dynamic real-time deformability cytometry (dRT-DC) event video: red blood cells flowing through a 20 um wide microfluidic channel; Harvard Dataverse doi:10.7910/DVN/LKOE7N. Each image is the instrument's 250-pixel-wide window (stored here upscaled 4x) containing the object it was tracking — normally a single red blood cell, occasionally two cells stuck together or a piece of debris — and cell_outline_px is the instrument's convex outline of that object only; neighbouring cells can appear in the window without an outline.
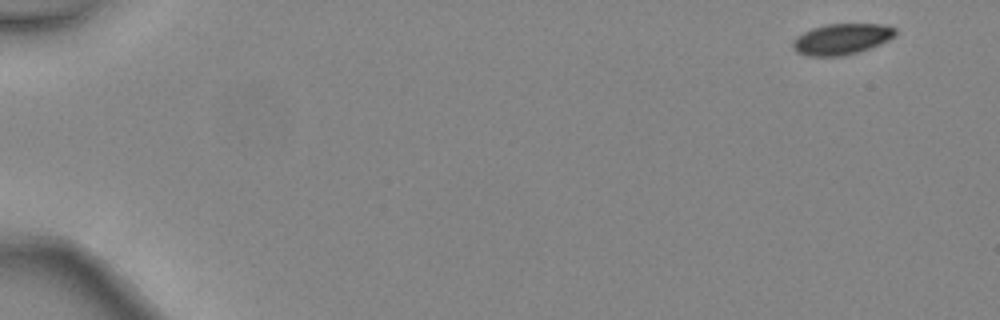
{"species": "common noctule bat (a hibernating species)", "species_latin": "Nyctalus noctula", "temperature_condition": "warm", "stored_images_in_passage": 5, "camera_frame_rate_fps": 3000, "um_per_image_px": 0.085, "animal": {"sex": "female", "body_mass_g": 24.6, "forearm_length_mm": 56.2}, "frame": {"image": 1, "passage_image": 1, "time_ms": 0.0, "image_size_px": [1000, 320], "cell_outline_px": [[896, 36], [872, 48], [844, 56], [808, 56], [796, 52], [792, 48], [792, 40], [796, 36], [812, 28], [824, 24], [880, 24], [896, 28]], "centroid_in_image_um": [71.52, 3.33], "position_along_channel_um": 13.5, "area_um2": 18.73}}
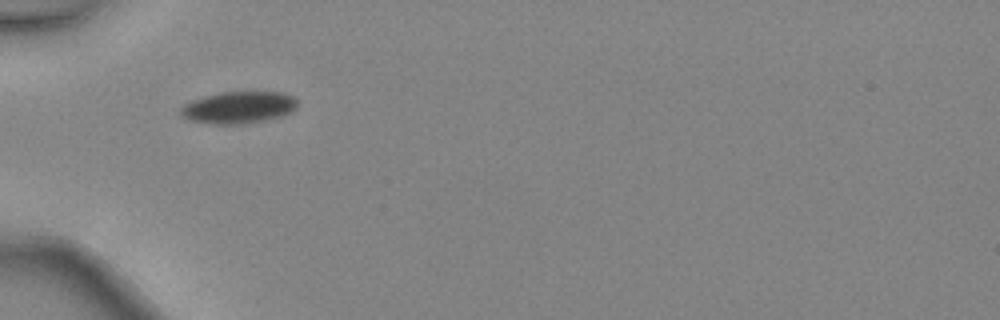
{"frame": {"image": 2, "passage_image": 4, "time_ms": 1.0, "image_size_px": [1000, 320], "cell_outline_px": [[296, 108], [280, 116], [264, 120], [232, 124], [208, 124], [188, 120], [180, 116], [180, 108], [184, 104], [192, 100], [204, 96], [224, 92], [280, 92], [292, 96], [296, 100]], "centroid_in_image_um": [20.2, 9.13], "position_along_channel_um": 64.8, "area_um2": 21.5}}
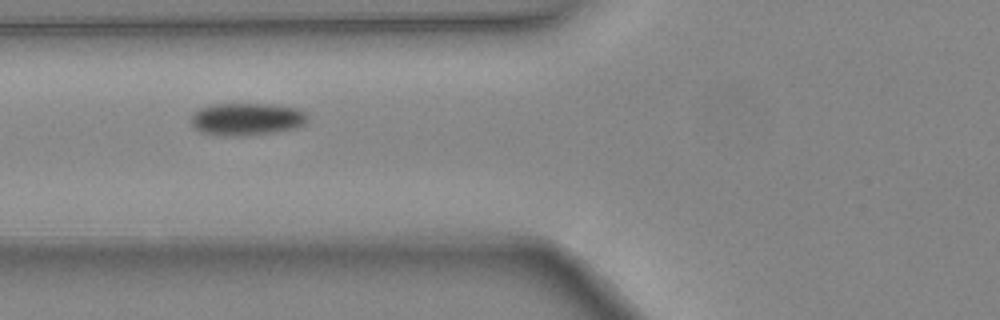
{"frame": {"image": 3, "passage_image": 5, "time_ms": 1.333, "image_size_px": [1000, 320], "cell_outline_px": [[308, 120], [304, 124], [292, 128], [276, 132], [236, 136], [220, 136], [200, 132], [188, 120], [192, 112], [200, 108], [212, 104], [264, 104], [296, 108], [304, 112], [308, 116]], "centroid_in_image_um": [20.9, 10.13], "position_along_channel_um": 104.9, "area_um2": 22.08}}